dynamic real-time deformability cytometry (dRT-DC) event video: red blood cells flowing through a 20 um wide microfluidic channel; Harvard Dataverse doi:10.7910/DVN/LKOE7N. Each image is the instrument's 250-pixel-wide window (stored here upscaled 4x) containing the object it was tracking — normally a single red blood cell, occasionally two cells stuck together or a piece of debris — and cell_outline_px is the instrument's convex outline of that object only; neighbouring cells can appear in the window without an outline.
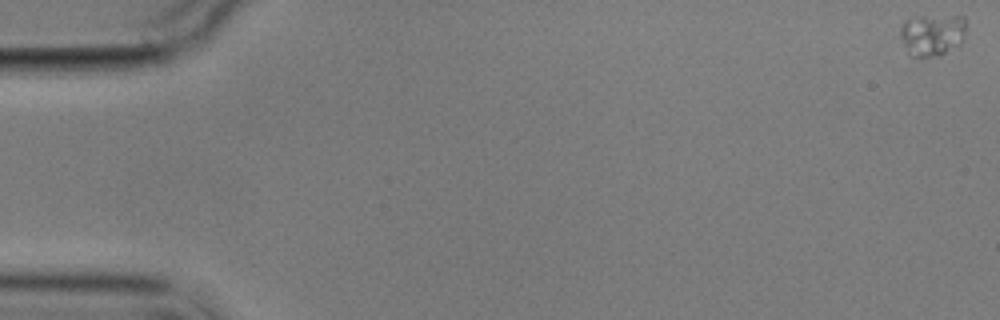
{"species": "common noctule bat (a hibernating species)", "species_latin": "Nyctalus noctula", "temperature_condition": "cold", "stored_images_in_passage": 7, "camera_frame_rate_fps": 3000, "um_per_image_px": 0.085, "animal": {"sex": "male", "body_mass_g": 17.9}, "frame": {"image": 1, "passage_image": 1, "time_ms": 0.0, "image_size_px": [1000, 320], "cell_outline_px": [[964, 32], [960, 44], [940, 56], [912, 56], [904, 44], [900, 36], [900, 24], [908, 20], [920, 16], [964, 16]], "centroid_in_image_um": [79.23, 2.95], "position_along_channel_um": 5.8, "area_um2": 15.78}}
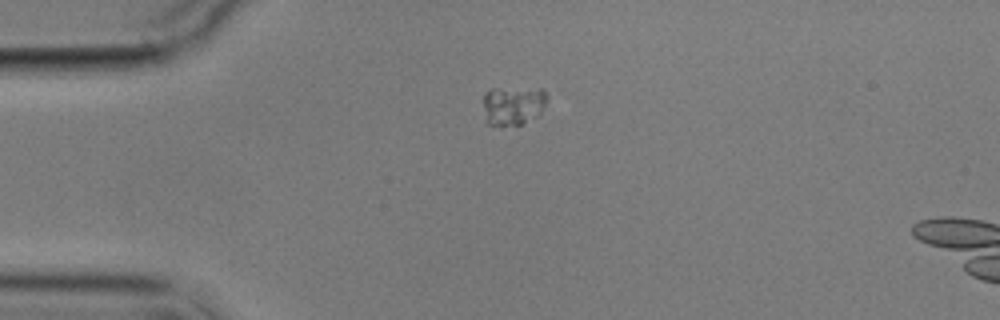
{"frame": {"image": 2, "passage_image": 5, "time_ms": 4.667, "image_size_px": [1000, 320], "cell_outline_px": [[544, 104], [540, 116], [524, 124], [488, 124], [484, 108], [484, 92], [492, 88], [544, 88]], "centroid_in_image_um": [43.62, 8.94], "position_along_channel_um": 41.4, "area_um2": 14.39}}